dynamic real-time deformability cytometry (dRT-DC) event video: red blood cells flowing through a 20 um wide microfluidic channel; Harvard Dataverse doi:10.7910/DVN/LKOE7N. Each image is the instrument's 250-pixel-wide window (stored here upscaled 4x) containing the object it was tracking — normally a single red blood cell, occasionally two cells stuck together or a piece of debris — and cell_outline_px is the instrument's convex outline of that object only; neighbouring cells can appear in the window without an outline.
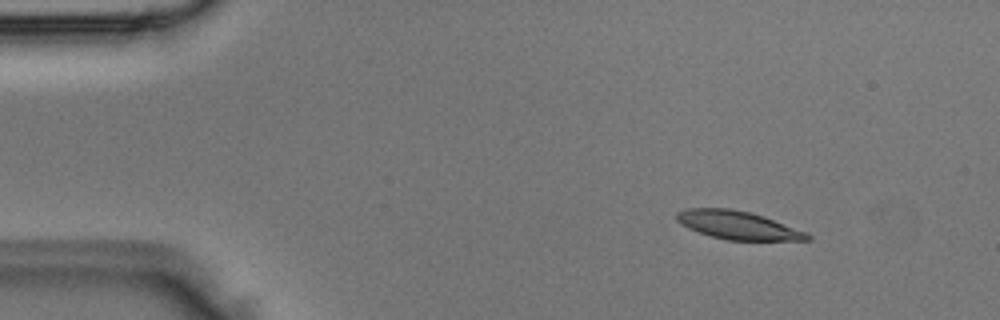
{"species": "Egyptian fruit bat (a non-hibernating species)", "species_latin": "Rousettus aegyptiacus", "temperature_condition": "room temperature", "stored_images_in_passage": 3, "camera_frame_rate_fps": 3000, "um_per_image_px": 0.085, "animal": {"sex": "male"}, "frame": {"image": 1, "passage_image": 1, "time_ms": 0.0, "image_size_px": [1000, 320], "cell_outline_px": [[812, 240], [728, 240], [712, 236], [688, 228], [676, 220], [676, 212], [688, 208], [728, 208], [748, 212], [764, 216], [808, 232], [812, 236]], "centroid_in_image_um": [62.76, 19.14], "position_along_channel_um": 22.2, "area_um2": 21.44}}